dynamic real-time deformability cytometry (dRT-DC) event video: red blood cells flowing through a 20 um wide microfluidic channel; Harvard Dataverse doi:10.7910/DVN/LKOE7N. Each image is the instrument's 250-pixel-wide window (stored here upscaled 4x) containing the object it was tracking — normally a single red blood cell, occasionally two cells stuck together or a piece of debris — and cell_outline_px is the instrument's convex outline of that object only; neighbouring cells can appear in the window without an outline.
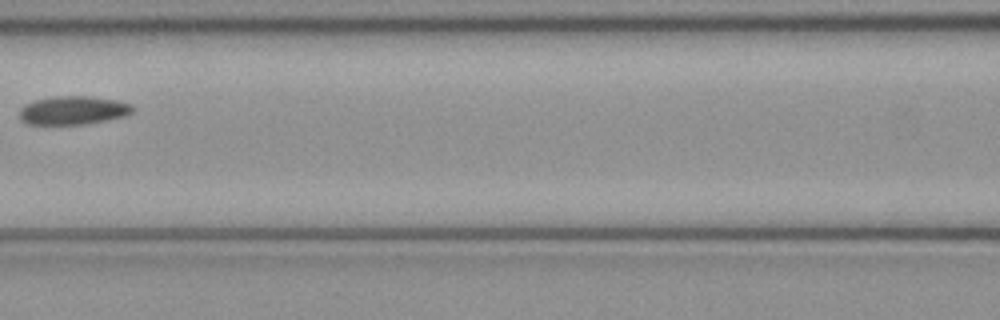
{"species": "common noctule bat (a hibernating species)", "species_latin": "Nyctalus noctula", "temperature_condition": "cold", "stored_images_in_passage": 5, "camera_frame_rate_fps": 3000, "um_per_image_px": 0.085, "animal": {"sex": "female", "body_mass_g": 21.9}, "frame": {"image": 1, "passage_image": 5, "time_ms": 1.333, "image_size_px": [1000, 320], "cell_outline_px": [[132, 112], [124, 116], [84, 124], [28, 124], [20, 120], [20, 108], [36, 100], [56, 96], [92, 96], [116, 100], [132, 104]], "centroid_in_image_um": [6.21, 9.37], "position_along_channel_um": 160.4, "area_um2": 18.55}}